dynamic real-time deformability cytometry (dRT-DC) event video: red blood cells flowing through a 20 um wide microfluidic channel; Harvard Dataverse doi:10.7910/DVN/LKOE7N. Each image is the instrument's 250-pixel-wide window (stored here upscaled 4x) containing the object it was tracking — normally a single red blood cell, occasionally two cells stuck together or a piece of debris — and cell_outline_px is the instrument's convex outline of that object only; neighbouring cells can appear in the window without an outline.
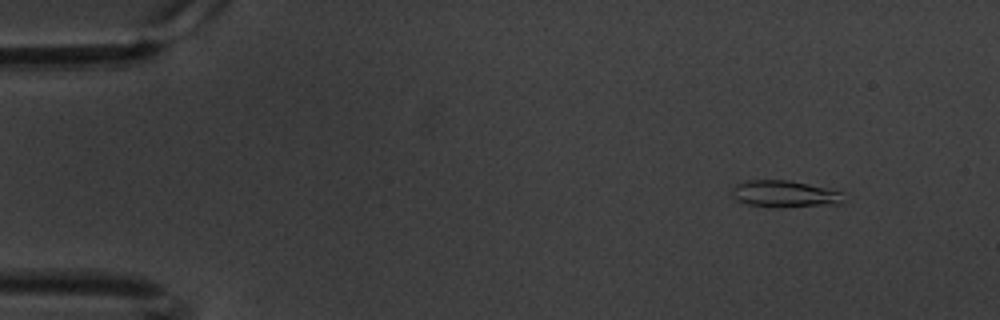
{"species": "common noctule bat (a hibernating species)", "species_latin": "Nyctalus noctula", "temperature_condition": "warm", "stored_images_in_passage": 57, "camera_frame_rate_fps": 3000, "um_per_image_px": 0.085, "animal": {"sex": "male", "body_mass_g": 20.1, "forearm_length_mm": 53.5}, "frame": {"image": 1, "passage_image": 3, "time_ms": 0.667, "image_size_px": [1000, 320], "cell_outline_px": [[844, 192], [840, 204], [776, 208], [772, 208], [748, 204], [736, 200], [732, 196], [732, 188], [736, 184], [748, 180], [788, 180], [808, 184]], "centroid_in_image_um": [66.67, 16.5], "position_along_channel_um": 18.3, "area_um2": 17.57}}
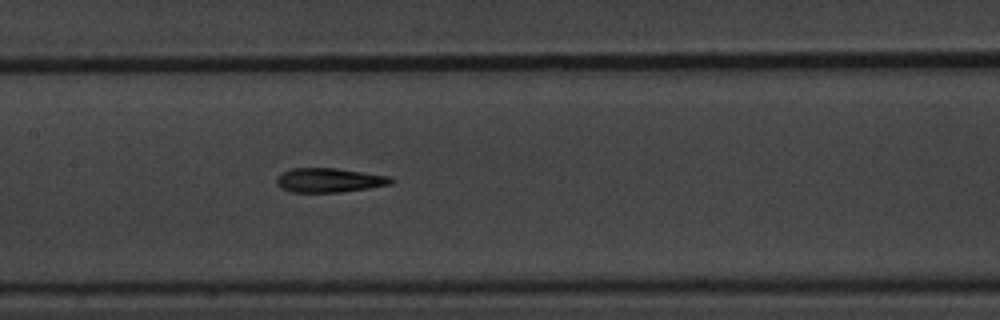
{"frame": {"image": 2, "passage_image": 26, "time_ms": 8.333, "image_size_px": [1000, 320], "cell_outline_px": [[396, 180], [392, 184], [368, 188], [340, 192], [292, 192], [280, 188], [276, 184], [276, 176], [292, 168], [336, 168], [392, 176]], "centroid_in_image_um": [28.01, 15.31], "position_along_channel_um": 179.4, "area_um2": 16.36}}
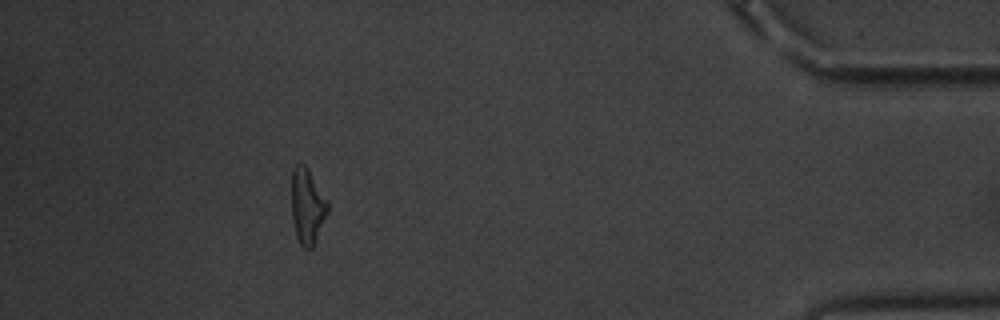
{"frame": {"image": 3, "passage_image": 51, "time_ms": 16.667, "image_size_px": [1000, 320], "cell_outline_px": [[328, 212], [312, 248], [304, 248], [300, 244], [296, 236], [292, 220], [292, 168], [300, 160], [308, 168], [328, 200]], "centroid_in_image_um": [26.11, 17.48], "position_along_channel_um": 409.1, "area_um2": 16.01}, "authors_computed_cell_mechanics": {"area_um2": 16.4152, "velocity_mm_per_s": 3.3814, "shape_relaxation_time_tau1_ms": 6.2556, "shape_relaxation_time_tau2_ms": 3.9261, "deformation_change_tau1": 0.2111, "deformation_change_tau2": 0.1652}}